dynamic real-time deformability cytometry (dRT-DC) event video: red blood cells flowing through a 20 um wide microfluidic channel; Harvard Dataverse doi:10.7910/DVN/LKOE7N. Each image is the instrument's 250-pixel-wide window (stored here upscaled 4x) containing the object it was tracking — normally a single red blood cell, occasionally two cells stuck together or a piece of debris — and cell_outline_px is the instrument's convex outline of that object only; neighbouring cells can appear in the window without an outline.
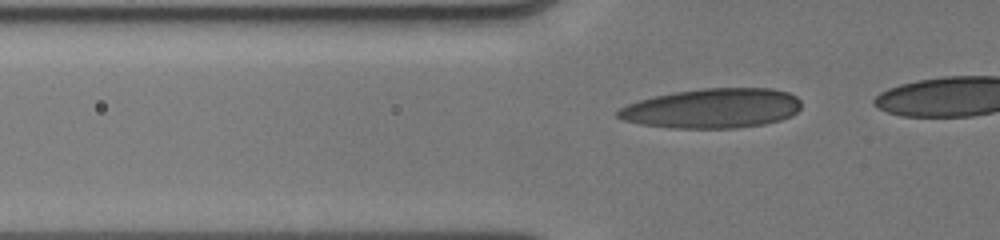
{"species": "human", "species_latin": "Homo sapiens", "temperature_condition": "cold", "stored_images_in_passage": 13, "camera_frame_rate_fps": 3000, "um_per_image_px": 0.085, "donor": {"sex": "male"}, "frame": {"image": 1, "passage_image": 4, "time_ms": 1.0, "image_size_px": [1000, 240], "cell_outline_px": [[800, 108], [792, 116], [780, 120], [764, 124], [736, 128], [672, 128], [640, 124], [624, 120], [616, 116], [616, 112], [620, 108], [628, 104], [640, 100], [656, 96], [676, 92], [700, 88], [772, 88], [788, 92], [796, 96], [800, 100]], "centroid_in_image_um": [60.57, 9.21], "position_along_channel_um": 65.2, "area_um2": 42.43}}
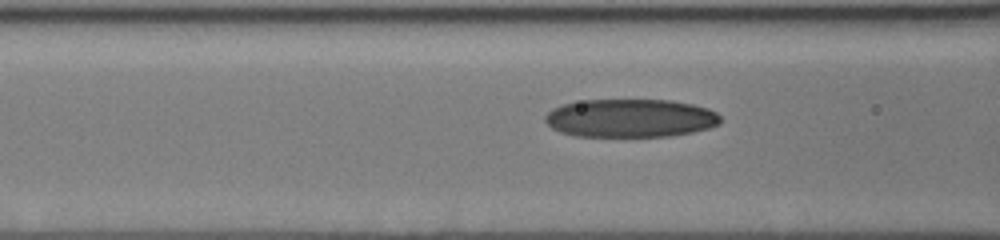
{"frame": {"image": 2, "passage_image": 8, "time_ms": 2.333, "image_size_px": [1000, 240], "cell_outline_px": [[720, 124], [708, 128], [692, 132], [668, 136], [576, 136], [560, 132], [552, 128], [544, 120], [544, 116], [552, 108], [564, 104], [584, 100], [672, 100], [692, 104], [708, 108], [716, 112], [720, 116]], "centroid_in_image_um": [53.58, 10.04], "position_along_channel_um": 113.0, "area_um2": 39.13}}
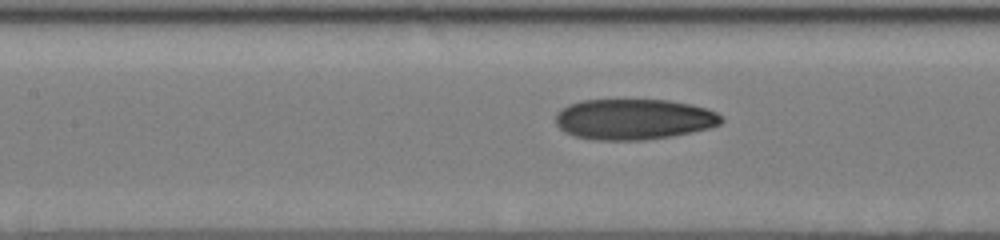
{"frame": {"image": 3, "passage_image": 11, "time_ms": 3.333, "image_size_px": [1000, 240], "cell_outline_px": [[724, 120], [720, 124], [708, 128], [692, 132], [672, 136], [644, 140], [596, 140], [576, 136], [564, 132], [556, 124], [556, 116], [568, 104], [580, 100], [668, 100], [692, 104], [716, 112], [724, 116]], "centroid_in_image_um": [53.9, 10.13], "position_along_channel_um": 153.5, "area_um2": 39.3}}